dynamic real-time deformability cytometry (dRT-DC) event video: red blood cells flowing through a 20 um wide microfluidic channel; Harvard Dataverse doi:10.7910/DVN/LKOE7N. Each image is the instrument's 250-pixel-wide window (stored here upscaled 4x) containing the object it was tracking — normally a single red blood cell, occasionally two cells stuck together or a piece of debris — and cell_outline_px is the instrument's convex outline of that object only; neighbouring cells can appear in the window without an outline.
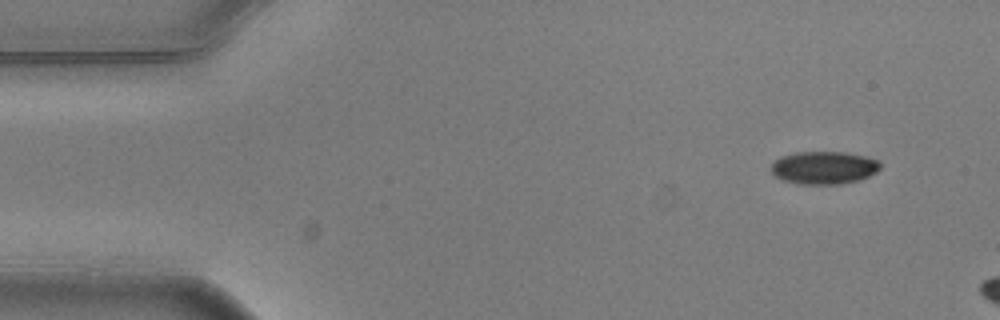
{"species": "common noctule bat (a hibernating species)", "species_latin": "Nyctalus noctula", "temperature_condition": "warm", "stored_images_in_passage": 3, "camera_frame_rate_fps": 3000, "um_per_image_px": 0.085, "animal": {"sex": "male", "body_mass_g": 20.5, "forearm_length_mm": 52.5}, "frame": {"image": 1, "passage_image": 1, "time_ms": 0.0, "image_size_px": [1000, 320], "cell_outline_px": [[880, 168], [876, 172], [860, 180], [840, 184], [800, 184], [784, 180], [776, 176], [772, 172], [772, 164], [780, 156], [796, 152], [844, 152], [864, 156], [880, 160]], "centroid_in_image_um": [70.05, 14.25], "position_along_channel_um": 14.9, "area_um2": 20.81}}